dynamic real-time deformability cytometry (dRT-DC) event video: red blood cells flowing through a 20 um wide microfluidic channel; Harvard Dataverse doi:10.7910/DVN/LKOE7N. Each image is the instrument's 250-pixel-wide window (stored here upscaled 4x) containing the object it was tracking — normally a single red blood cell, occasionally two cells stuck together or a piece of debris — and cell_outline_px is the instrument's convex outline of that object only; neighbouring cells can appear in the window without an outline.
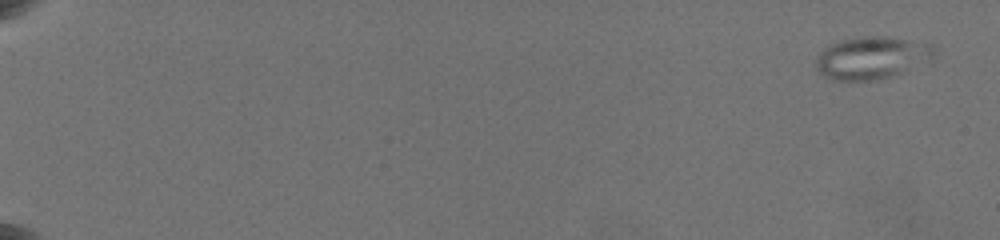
{"species": "common noctule bat (a hibernating species)", "species_latin": "Nyctalus noctula", "temperature_condition": "warm", "stored_images_in_passage": 10, "camera_frame_rate_fps": 3000, "um_per_image_px": 0.085, "animal": {"sex": "female", "body_mass_g": 19.5, "forearm_length_mm": 54.1}, "frame": {"image": 1, "passage_image": 1, "time_ms": 0.0, "image_size_px": [1000, 240], "cell_outline_px": [[936, 52], [932, 64], [888, 76], [872, 80], [832, 80], [820, 76], [816, 72], [816, 56], [824, 48], [840, 40], [864, 36], [888, 36], [932, 44], [936, 48]], "centroid_in_image_um": [74.16, 4.92], "position_along_channel_um": 10.8, "area_um2": 30.0}}
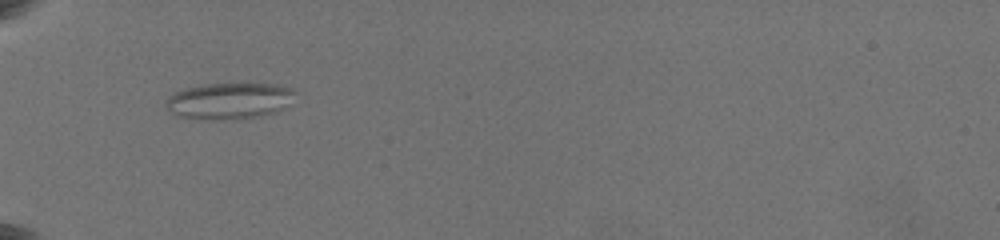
{"frame": {"image": 2, "passage_image": 9, "time_ms": 7.333, "image_size_px": [1000, 240], "cell_outline_px": [[296, 92], [292, 104], [276, 112], [260, 116], [240, 120], [216, 120], [180, 116], [164, 108], [164, 104], [168, 96], [184, 88], [204, 84], [248, 80], [276, 84], [288, 88]], "centroid_in_image_um": [19.55, 8.53], "position_along_channel_um": 65.5, "area_um2": 28.73}}